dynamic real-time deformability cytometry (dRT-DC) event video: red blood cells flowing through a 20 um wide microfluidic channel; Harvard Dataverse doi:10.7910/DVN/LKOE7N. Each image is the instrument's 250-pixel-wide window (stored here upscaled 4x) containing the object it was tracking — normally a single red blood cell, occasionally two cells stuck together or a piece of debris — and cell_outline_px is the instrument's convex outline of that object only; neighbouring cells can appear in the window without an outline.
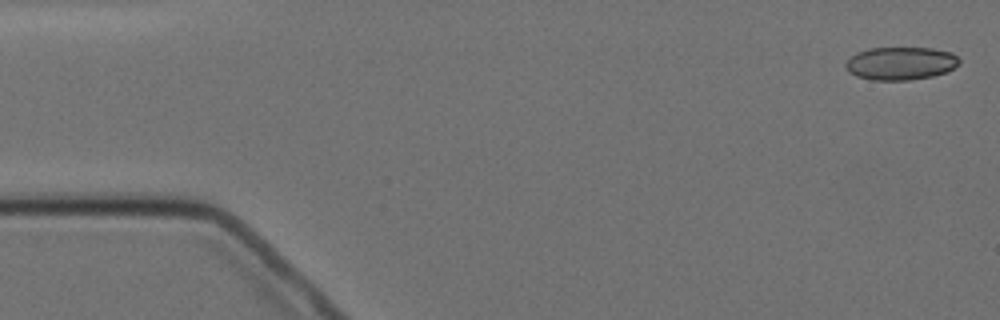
{"species": "Egyptian fruit bat (a non-hibernating species)", "species_latin": "Rousettus aegyptiacus", "temperature_condition": "cold", "stored_images_in_passage": 4, "camera_frame_rate_fps": 3000, "um_per_image_px": 0.085, "animal": {"sex": "female"}, "frame": {"image": 1, "passage_image": 1, "time_ms": 0.0, "image_size_px": [1000, 320], "cell_outline_px": [[960, 64], [944, 72], [932, 76], [908, 80], [872, 80], [856, 76], [848, 72], [844, 68], [844, 64], [856, 52], [868, 48], [932, 48], [952, 52], [960, 60]], "centroid_in_image_um": [76.52, 5.38], "position_along_channel_um": 8.5, "area_um2": 21.91}}
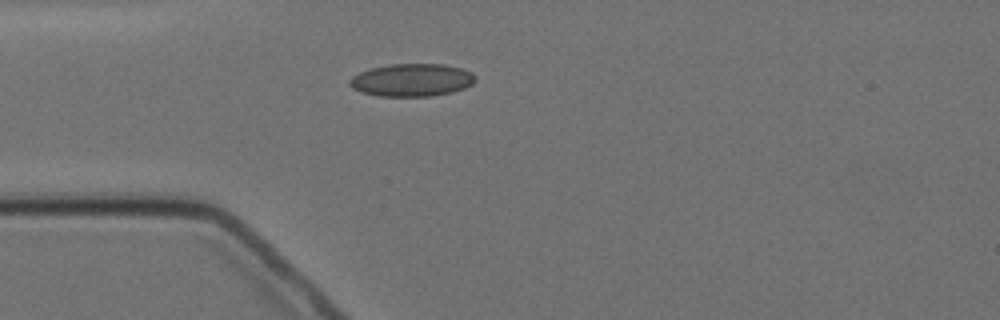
{"frame": {"image": 2, "passage_image": 4, "time_ms": 4.333, "image_size_px": [1000, 320], "cell_outline_px": [[476, 80], [472, 84], [464, 88], [452, 92], [428, 96], [380, 96], [360, 92], [352, 88], [348, 84], [348, 80], [352, 76], [360, 72], [372, 68], [388, 64], [444, 64], [460, 68], [472, 72], [476, 76]], "centroid_in_image_um": [34.99, 6.8], "position_along_channel_um": 50.0, "area_um2": 24.04}}